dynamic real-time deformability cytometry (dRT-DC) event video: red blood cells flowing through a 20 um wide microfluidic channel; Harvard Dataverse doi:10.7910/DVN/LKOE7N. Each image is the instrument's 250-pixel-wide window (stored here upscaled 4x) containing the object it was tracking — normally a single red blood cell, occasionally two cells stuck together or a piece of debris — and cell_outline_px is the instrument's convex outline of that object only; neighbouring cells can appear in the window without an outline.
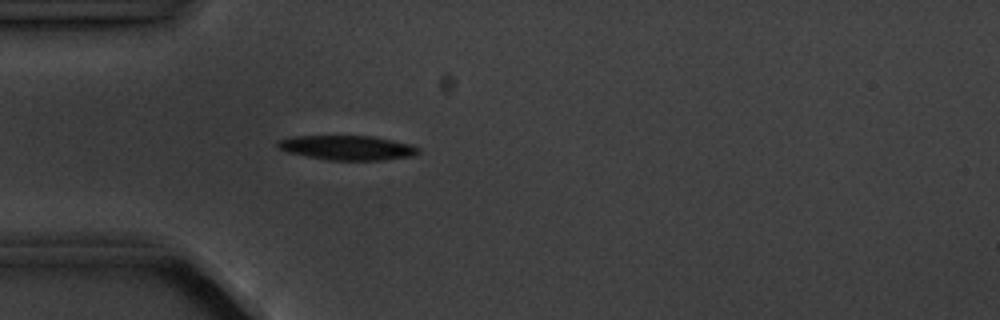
{"species": "common noctule bat (a hibernating species)", "species_latin": "Nyctalus noctula", "temperature_condition": "cold", "stored_images_in_passage": 1, "camera_frame_rate_fps": 3000, "um_per_image_px": 0.085, "animal": {"sex": "male", "body_mass_g": 20.1, "forearm_length_mm": 53.5}, "frame": {"image": 1, "passage_image": 1, "time_ms": 0.0, "image_size_px": [1000, 320], "cell_outline_px": [[420, 152], [416, 156], [384, 160], [328, 160], [288, 152], [280, 148], [276, 144], [276, 140], [292, 136], [372, 136], [412, 144], [420, 148]], "centroid_in_image_um": [29.57, 12.55], "position_along_channel_um": 55.4, "area_um2": 20.23}}